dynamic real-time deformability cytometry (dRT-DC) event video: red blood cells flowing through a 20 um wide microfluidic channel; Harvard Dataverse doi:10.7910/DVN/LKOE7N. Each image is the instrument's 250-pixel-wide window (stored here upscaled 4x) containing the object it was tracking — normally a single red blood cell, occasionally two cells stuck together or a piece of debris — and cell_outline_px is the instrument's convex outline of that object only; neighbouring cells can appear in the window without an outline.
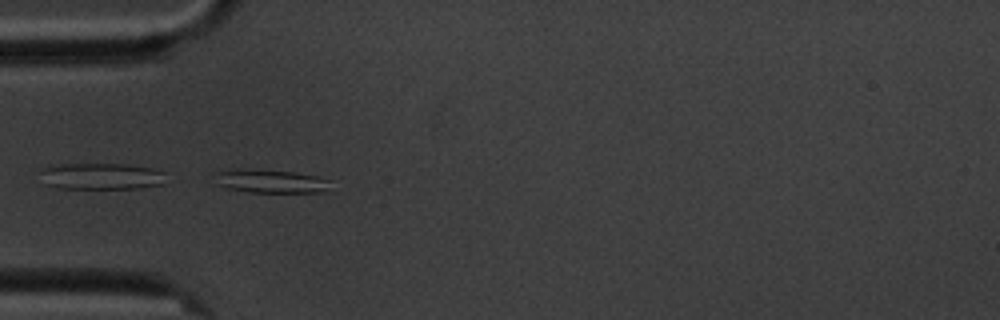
{"species": "common noctule bat (a hibernating species)", "species_latin": "Nyctalus noctula", "temperature_condition": "cold", "stored_images_in_passage": 5, "camera_frame_rate_fps": 3000, "um_per_image_px": 0.085, "animal": {"sex": "male", "body_mass_g": 20.1, "forearm_length_mm": 53.5}, "frame": {"image": 1, "passage_image": 4, "time_ms": 3.333, "image_size_px": [1000, 320], "cell_outline_px": [[328, 180], [324, 188], [320, 192], [248, 192], [228, 188], [216, 184], [212, 172], [236, 168], [296, 172], [316, 176]], "centroid_in_image_um": [22.82, 15.38], "position_along_channel_um": 62.2, "area_um2": 15.66}}
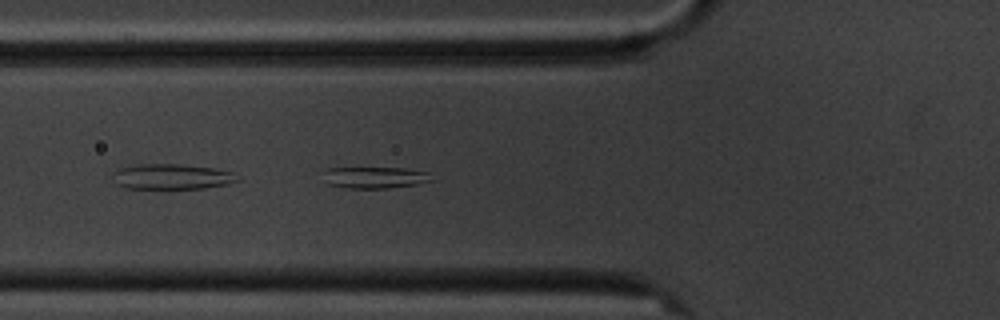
{"frame": {"image": 2, "passage_image": 5, "time_ms": 4.333, "image_size_px": [1000, 320], "cell_outline_px": [[436, 180], [416, 184], [388, 188], [344, 188], [328, 184], [320, 172], [328, 168], [404, 168], [428, 172]], "centroid_in_image_um": [31.85, 15.08], "position_along_channel_um": 94.0, "area_um2": 13.76}}